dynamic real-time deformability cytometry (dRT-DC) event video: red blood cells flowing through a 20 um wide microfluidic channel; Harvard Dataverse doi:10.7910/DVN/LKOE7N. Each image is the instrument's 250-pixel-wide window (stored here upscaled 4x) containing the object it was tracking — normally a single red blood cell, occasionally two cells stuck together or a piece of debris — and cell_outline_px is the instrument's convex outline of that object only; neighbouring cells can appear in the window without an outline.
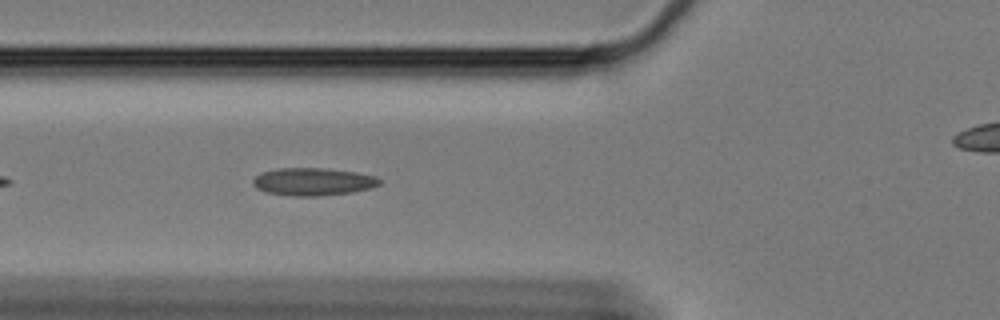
{"species": "Egyptian fruit bat (a non-hibernating species)", "species_latin": "Rousettus aegyptiacus", "temperature_condition": "cold", "stored_images_in_passage": 46, "camera_frame_rate_fps": 3000, "um_per_image_px": 0.085, "animal": {"sex": "female"}, "frame": {"image": 1, "passage_image": 7, "time_ms": 2.0, "image_size_px": [1000, 320], "cell_outline_px": [[380, 184], [372, 188], [352, 192], [320, 196], [292, 196], [264, 192], [256, 188], [252, 184], [252, 180], [260, 172], [276, 168], [324, 168], [356, 172], [376, 176], [380, 180]], "centroid_in_image_um": [26.58, 15.44], "position_along_channel_um": 99.2, "area_um2": 20.63}}
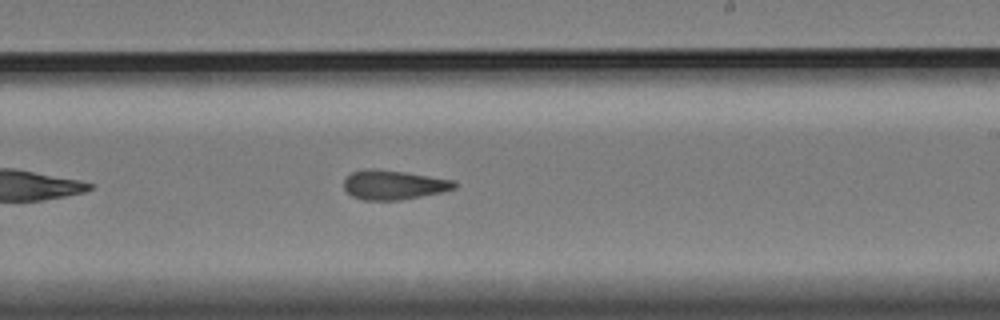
{"frame": {"image": 2, "passage_image": 21, "time_ms": 6.667, "image_size_px": [1000, 320], "cell_outline_px": [[460, 184], [456, 188], [440, 192], [400, 200], [364, 200], [352, 196], [344, 188], [344, 180], [352, 172], [368, 168], [376, 168], [404, 172], [456, 180]], "centroid_in_image_um": [33.48, 15.7], "position_along_channel_um": 255.5, "area_um2": 18.96}}
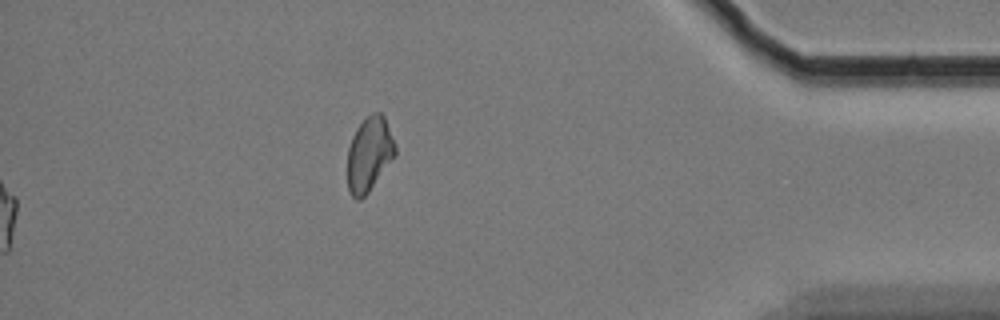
{"frame": {"image": 3, "passage_image": 46, "time_ms": 15.0, "image_size_px": [1000, 320], "cell_outline_px": [[396, 156], [368, 192], [360, 200], [356, 200], [352, 196], [348, 188], [348, 148], [352, 136], [356, 128], [372, 112], [380, 112], [384, 116], [396, 144]], "centroid_in_image_um": [31.4, 13.1], "position_along_channel_um": 403.8, "area_um2": 20.75}, "authors_computed_cell_mechanics": {"area_um2": 18.9295, "velocity_mm_per_s": 3.3406, "shape_relaxation_time_tau1_ms": null, "shape_relaxation_time_tau2_ms": 4.4797, "deformation_change_tau1": null, "deformation_change_tau2": 0.1359}}